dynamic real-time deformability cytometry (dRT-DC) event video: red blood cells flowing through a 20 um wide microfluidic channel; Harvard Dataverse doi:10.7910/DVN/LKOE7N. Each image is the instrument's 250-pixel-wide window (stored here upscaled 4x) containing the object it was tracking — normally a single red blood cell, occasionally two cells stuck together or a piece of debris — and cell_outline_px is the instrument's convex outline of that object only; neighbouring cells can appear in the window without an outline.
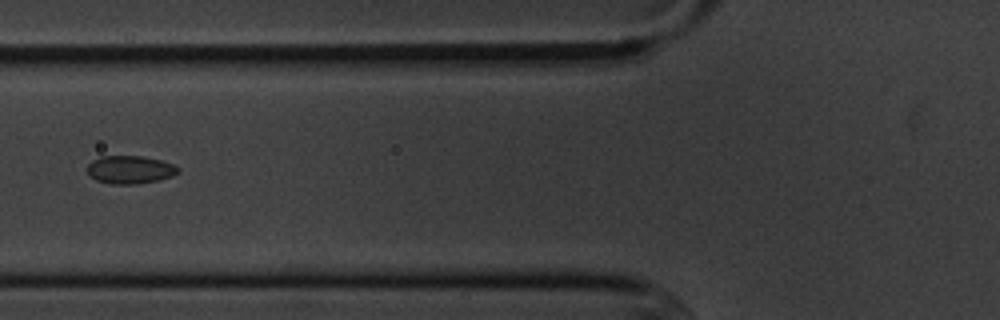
{"species": "common noctule bat (a hibernating species)", "species_latin": "Nyctalus noctula", "temperature_condition": "cold", "stored_images_in_passage": 6, "camera_frame_rate_fps": 3000, "um_per_image_px": 0.085, "animal": {"sex": "male", "body_mass_g": 20.1, "forearm_length_mm": 53.5}, "frame": {"image": 1, "passage_image": 6, "time_ms": 6.667, "image_size_px": [1000, 320], "cell_outline_px": [[180, 172], [172, 176], [160, 180], [136, 184], [108, 184], [96, 180], [88, 172], [88, 164], [92, 160], [100, 156], [144, 156], [160, 160], [172, 164], [180, 168]], "centroid_in_image_um": [11.07, 14.42], "position_along_channel_um": 114.7, "area_um2": 14.91}}